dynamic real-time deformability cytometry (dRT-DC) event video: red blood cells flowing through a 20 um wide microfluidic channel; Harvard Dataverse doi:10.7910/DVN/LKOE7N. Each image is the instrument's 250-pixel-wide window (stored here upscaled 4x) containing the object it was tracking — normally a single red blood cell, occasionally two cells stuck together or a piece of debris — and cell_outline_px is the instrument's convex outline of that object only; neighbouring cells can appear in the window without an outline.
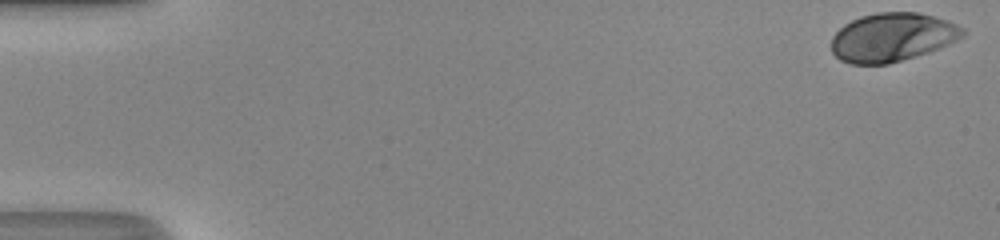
{"species": "human", "species_latin": "Homo sapiens", "temperature_condition": "room temperature", "stored_images_in_passage": 11, "camera_frame_rate_fps": 3000, "um_per_image_px": 0.085, "donor": {"sex": "male"}, "frame": {"image": 1, "passage_image": 1, "time_ms": 0.0, "image_size_px": [1000, 240], "cell_outline_px": [[964, 36], [948, 44], [928, 52], [916, 56], [888, 64], [852, 64], [840, 60], [832, 52], [832, 36], [844, 24], [860, 16], [876, 12], [920, 12], [948, 20], [964, 28]], "centroid_in_image_um": [75.84, 3.15], "position_along_channel_um": 9.2, "area_um2": 37.28}}